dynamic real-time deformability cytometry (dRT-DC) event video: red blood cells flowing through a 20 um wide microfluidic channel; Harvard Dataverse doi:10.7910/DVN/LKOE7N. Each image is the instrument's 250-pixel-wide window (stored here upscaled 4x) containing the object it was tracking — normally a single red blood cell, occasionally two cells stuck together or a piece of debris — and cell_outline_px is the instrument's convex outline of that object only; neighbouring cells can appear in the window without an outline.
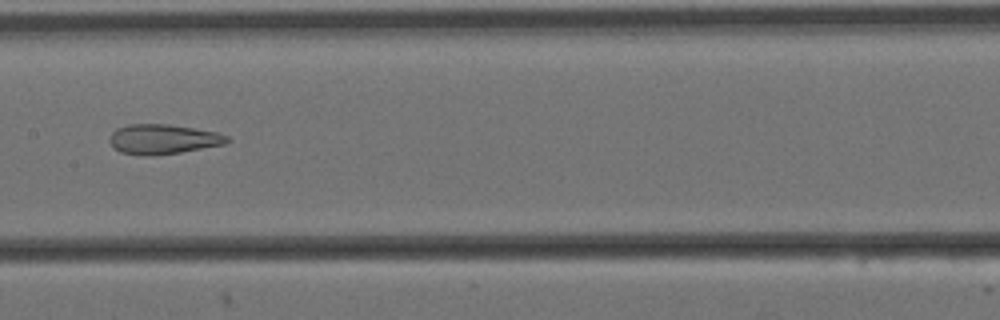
{"species": "Egyptian fruit bat (a non-hibernating species)", "species_latin": "Rousettus aegyptiacus", "temperature_condition": "cold", "stored_images_in_passage": 14, "camera_frame_rate_fps": 3000, "um_per_image_px": 0.085, "animal": {"sex": "female"}, "frame": {"image": 1, "passage_image": 7, "time_ms": 2.0, "image_size_px": [1000, 320], "cell_outline_px": [[232, 140], [224, 144], [180, 152], [156, 156], [144, 156], [120, 152], [112, 148], [108, 140], [112, 132], [116, 128], [128, 124], [168, 124], [220, 132], [228, 136]], "centroid_in_image_um": [13.84, 11.83], "position_along_channel_um": 193.6, "area_um2": 20.75}}
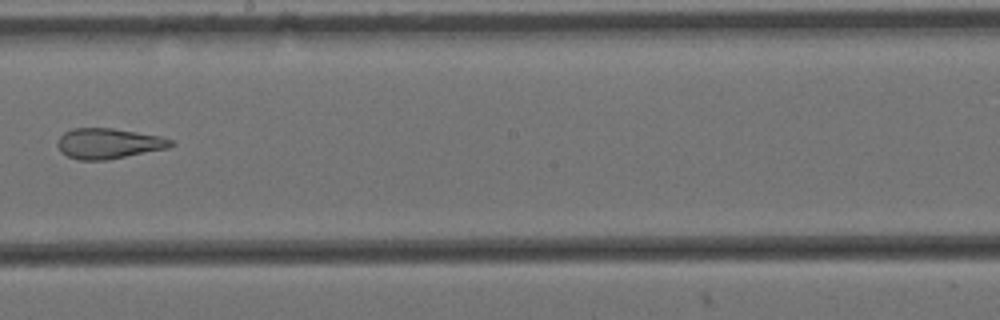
{"frame": {"image": 2, "passage_image": 8, "time_ms": 2.333, "image_size_px": [1000, 320], "cell_outline_px": [[176, 144], [168, 148], [108, 160], [80, 160], [68, 156], [60, 152], [56, 144], [60, 136], [64, 132], [72, 128], [112, 128], [160, 136], [172, 140]], "centroid_in_image_um": [9.21, 12.2], "position_along_channel_um": 239.0, "area_um2": 20.17}}